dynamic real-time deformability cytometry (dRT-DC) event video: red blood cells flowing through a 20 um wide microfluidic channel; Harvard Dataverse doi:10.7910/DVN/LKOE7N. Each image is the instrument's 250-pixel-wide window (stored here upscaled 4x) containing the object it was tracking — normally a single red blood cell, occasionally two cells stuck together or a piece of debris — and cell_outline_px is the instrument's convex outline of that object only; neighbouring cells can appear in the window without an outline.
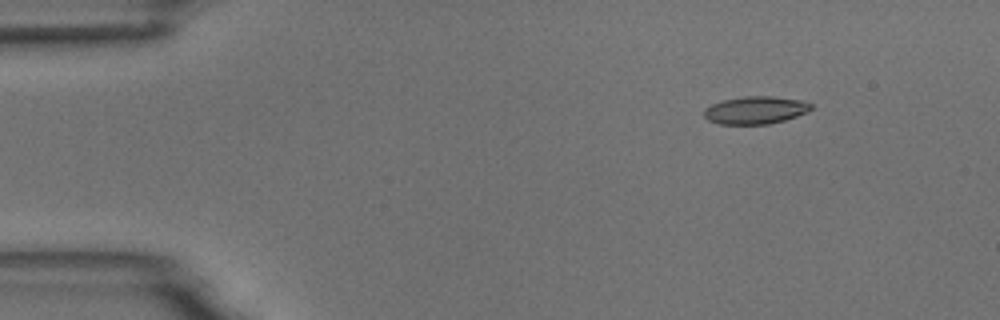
{"species": "common noctule bat (a hibernating species)", "species_latin": "Nyctalus noctula", "temperature_condition": "room temperature", "stored_images_in_passage": 9, "camera_frame_rate_fps": 3000, "um_per_image_px": 0.085, "animal": {"sex": "male", "body_mass_g": 18.8}, "frame": {"image": 1, "passage_image": 2, "time_ms": 1.333, "image_size_px": [1000, 320], "cell_outline_px": [[812, 108], [808, 112], [784, 120], [768, 124], [720, 124], [708, 120], [704, 116], [704, 108], [712, 104], [724, 100], [744, 96], [772, 96], [804, 100], [812, 104]], "centroid_in_image_um": [64.23, 9.35], "position_along_channel_um": 20.8, "area_um2": 17.28}}
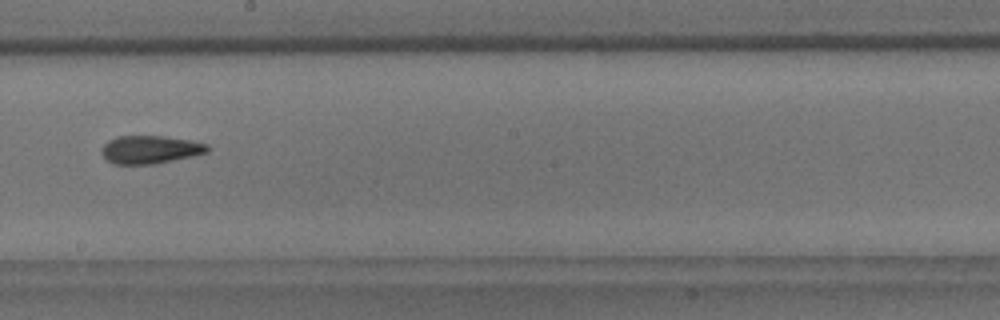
{"frame": {"image": 2, "passage_image": 9, "time_ms": 9.333, "image_size_px": [1000, 320], "cell_outline_px": [[212, 148], [208, 152], [192, 156], [152, 164], [112, 164], [100, 152], [100, 148], [108, 140], [116, 136], [164, 136], [192, 140], [208, 144]], "centroid_in_image_um": [12.77, 12.7], "position_along_channel_um": 235.4, "area_um2": 17.46}}